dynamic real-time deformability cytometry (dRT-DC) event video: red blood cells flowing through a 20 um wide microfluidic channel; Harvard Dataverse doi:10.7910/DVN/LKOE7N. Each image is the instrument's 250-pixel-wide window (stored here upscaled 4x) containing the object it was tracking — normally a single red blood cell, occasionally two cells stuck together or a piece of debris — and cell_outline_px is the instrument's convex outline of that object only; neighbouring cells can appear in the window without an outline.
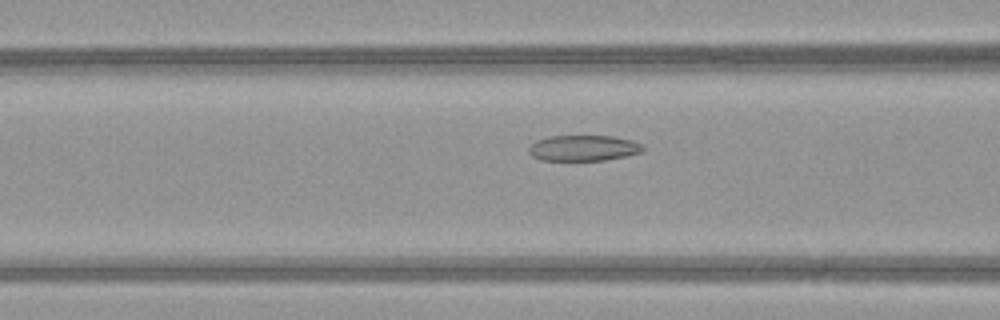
{"species": "common noctule bat (a hibernating species)", "species_latin": "Nyctalus noctula", "temperature_condition": "warm", "stored_images_in_passage": 37, "camera_frame_rate_fps": 3000, "um_per_image_px": 0.085, "animal": {"sex": "female", "body_mass_g": 21.9}, "frame": {"image": 1, "passage_image": 8, "time_ms": 2.333, "image_size_px": [1000, 320], "cell_outline_px": [[644, 148], [640, 152], [624, 156], [604, 160], [540, 160], [532, 156], [528, 152], [528, 148], [536, 140], [548, 136], [612, 136], [632, 140], [644, 144]], "centroid_in_image_um": [49.57, 12.58], "position_along_channel_um": 117.0, "area_um2": 17.11}}
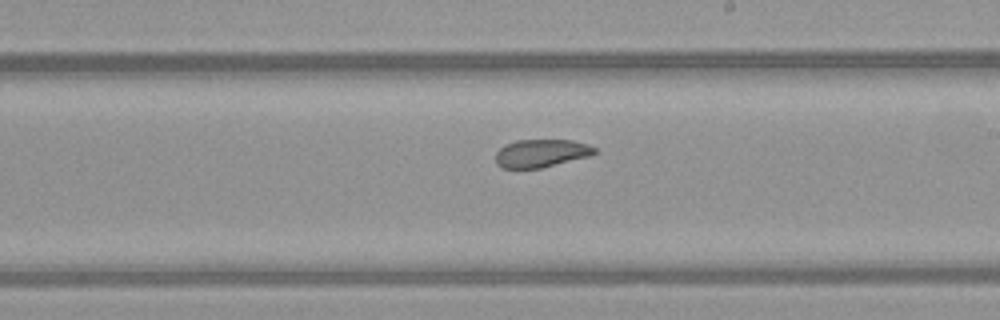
{"frame": {"image": 2, "passage_image": 17, "time_ms": 5.333, "image_size_px": [1000, 320], "cell_outline_px": [[596, 152], [592, 156], [540, 168], [504, 168], [496, 164], [496, 152], [504, 144], [516, 140], [572, 140], [588, 144], [596, 148]], "centroid_in_image_um": [46.02, 13.02], "position_along_channel_um": 243.0, "area_um2": 16.24}}
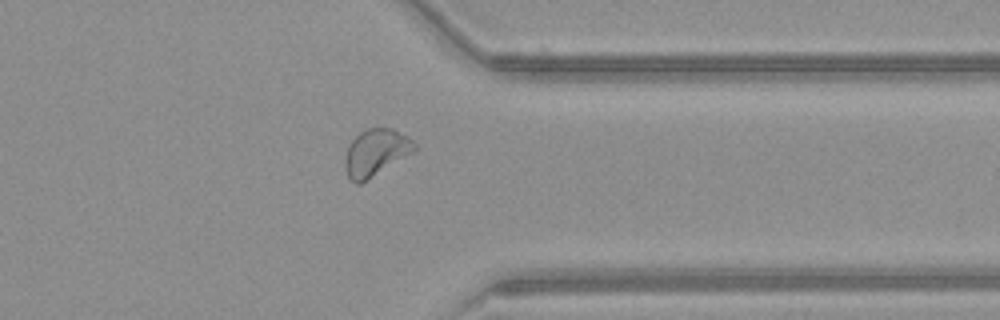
{"frame": {"image": 3, "passage_image": 27, "time_ms": 8.667, "image_size_px": [1000, 320], "cell_outline_px": [[416, 152], [360, 184], [356, 184], [348, 176], [344, 168], [344, 160], [348, 144], [364, 128], [392, 128], [408, 136], [416, 144]], "centroid_in_image_um": [31.96, 12.96], "position_along_channel_um": 379.4, "area_um2": 19.31}, "authors_computed_cell_mechanics": {"area_um2": 17.6868, "velocity_mm_per_s": 4.1931, "shape_relaxation_time_tau1_ms": 4.7988, "shape_relaxation_time_tau2_ms": 2.211, "deformation_change_tau1": 0.1335, "deformation_change_tau2": 0.0722}}